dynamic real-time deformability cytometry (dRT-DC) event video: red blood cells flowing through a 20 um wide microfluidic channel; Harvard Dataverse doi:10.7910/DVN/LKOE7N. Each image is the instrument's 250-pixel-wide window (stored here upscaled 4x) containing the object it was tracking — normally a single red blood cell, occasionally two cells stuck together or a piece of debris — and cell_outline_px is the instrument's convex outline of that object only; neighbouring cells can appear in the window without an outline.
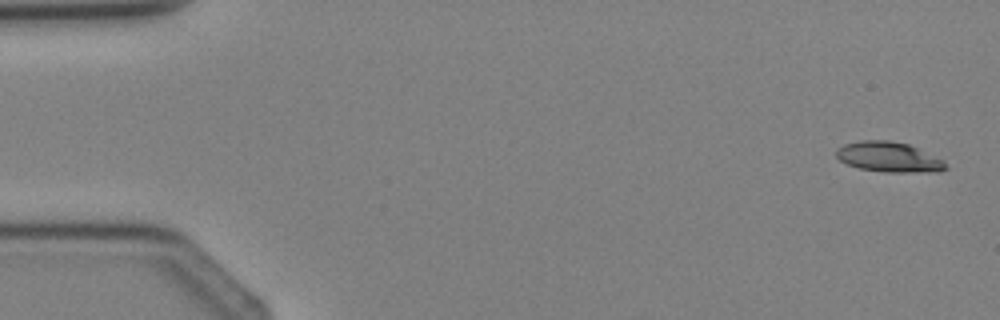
{"species": "Egyptian fruit bat (a non-hibernating species)", "species_latin": "Rousettus aegyptiacus", "temperature_condition": "cold", "stored_images_in_passage": 5, "segment_of_instrument_passage": [1, 2], "camera_frame_rate_fps": 3000, "um_per_image_px": 0.085, "animal": {"sex": "female"}, "frame": {"image": 1, "passage_image": 1, "time_ms": 0.0, "image_size_px": [1000, 320], "cell_outline_px": [[948, 168], [940, 172], [884, 172], [860, 168], [848, 164], [840, 160], [836, 156], [836, 148], [844, 144], [860, 140], [888, 140], [908, 144], [944, 160]], "centroid_in_image_um": [75.56, 13.35], "position_along_channel_um": 9.4, "area_um2": 19.25}}
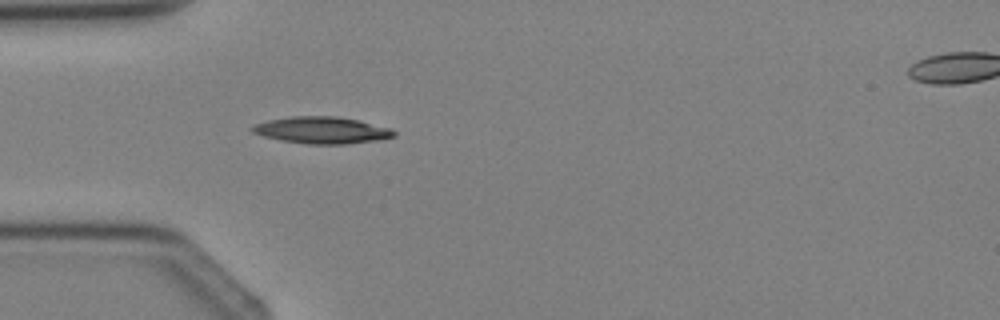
{"frame": {"image": 2, "passage_image": 4, "time_ms": 3.333, "image_size_px": [1000, 320], "cell_outline_px": [[396, 136], [380, 140], [344, 144], [308, 144], [280, 140], [264, 136], [252, 132], [248, 128], [252, 124], [268, 120], [288, 116], [336, 116], [356, 120], [392, 128], [396, 132]], "centroid_in_image_um": [27.33, 11.06], "position_along_channel_um": 57.7, "area_um2": 22.31}}